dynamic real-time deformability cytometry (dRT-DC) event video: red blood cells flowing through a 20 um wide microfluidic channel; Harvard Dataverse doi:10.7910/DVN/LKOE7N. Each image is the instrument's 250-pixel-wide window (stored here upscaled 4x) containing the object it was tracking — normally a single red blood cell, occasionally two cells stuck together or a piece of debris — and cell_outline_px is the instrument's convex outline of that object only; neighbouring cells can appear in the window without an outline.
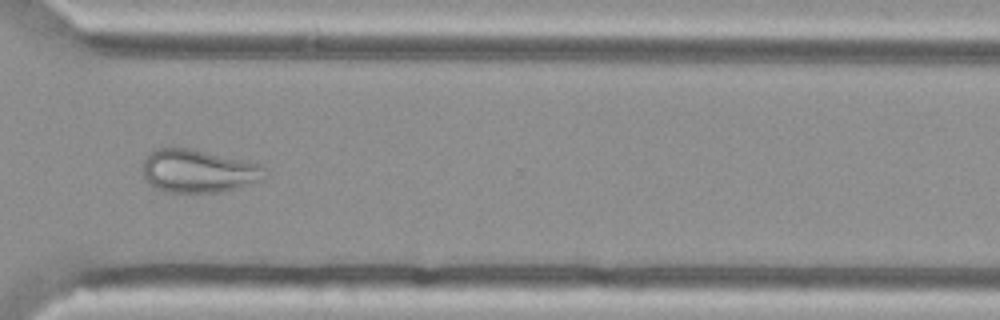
{"species": "Egyptian fruit bat (a non-hibernating species)", "species_latin": "Rousettus aegyptiacus", "temperature_condition": "cold", "stored_images_in_passage": 49, "camera_frame_rate_fps": 3000, "um_per_image_px": 0.085, "animal": {"sex": "female"}, "frame": {"image": 1, "passage_image": 35, "time_ms": 11.333, "image_size_px": [1000, 320], "cell_outline_px": [[264, 168], [260, 180], [220, 192], [164, 192], [156, 188], [144, 176], [144, 160], [148, 152], [156, 148], [192, 148], [244, 160], [260, 164]], "centroid_in_image_um": [16.8, 14.52], "position_along_channel_um": 353.8, "area_um2": 30.17}}
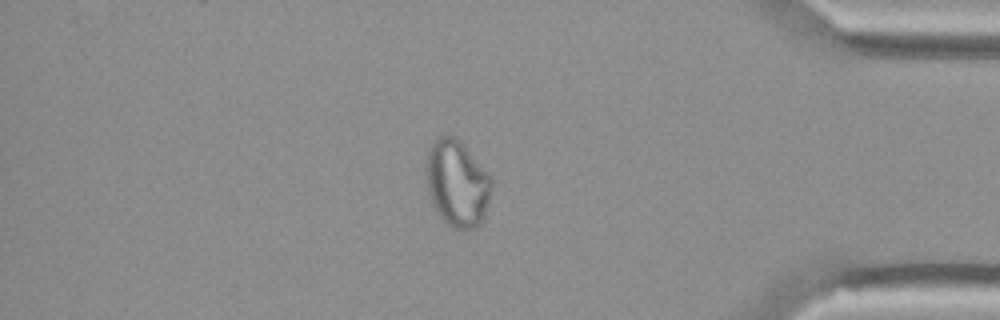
{"frame": {"image": 2, "passage_image": 41, "time_ms": 13.333, "image_size_px": [1000, 320], "cell_outline_px": [[492, 184], [484, 216], [480, 224], [476, 228], [464, 232], [460, 232], [452, 228], [436, 212], [432, 204], [428, 192], [424, 168], [428, 148], [440, 136], [456, 136], [460, 140], [492, 180]], "centroid_in_image_um": [38.81, 15.63], "position_along_channel_um": 396.4, "area_um2": 33.18}}